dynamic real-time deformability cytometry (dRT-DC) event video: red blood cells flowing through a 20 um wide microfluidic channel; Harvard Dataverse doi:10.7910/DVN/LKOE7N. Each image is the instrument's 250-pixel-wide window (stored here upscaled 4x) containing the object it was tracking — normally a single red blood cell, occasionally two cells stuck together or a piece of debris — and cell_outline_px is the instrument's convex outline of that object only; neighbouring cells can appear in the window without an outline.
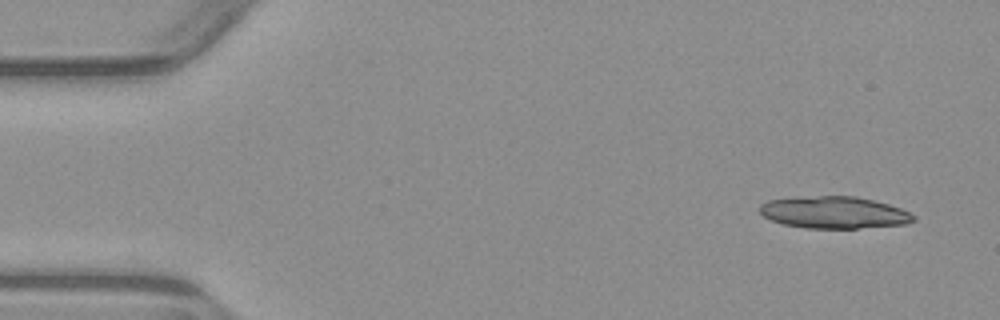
{"species": "common noctule bat (a hibernating species)", "species_latin": "Nyctalus noctula", "temperature_condition": "warm", "stored_images_in_passage": 6, "camera_frame_rate_fps": 3000, "um_per_image_px": 0.085, "animal": {"sex": "male", "body_mass_g": 23.1, "forearm_length_mm": 52.7}, "frame": {"image": 1, "passage_image": 6, "time_ms": 6.667, "image_size_px": [1000, 320], "cell_outline_px": [[916, 220], [904, 224], [856, 228], [804, 228], [784, 224], [772, 220], [764, 216], [760, 212], [760, 204], [768, 200], [820, 196], [856, 196], [888, 204], [900, 208], [916, 216]], "centroid_in_image_um": [70.91, 18.06], "position_along_channel_um": 14.1, "area_um2": 28.32}}